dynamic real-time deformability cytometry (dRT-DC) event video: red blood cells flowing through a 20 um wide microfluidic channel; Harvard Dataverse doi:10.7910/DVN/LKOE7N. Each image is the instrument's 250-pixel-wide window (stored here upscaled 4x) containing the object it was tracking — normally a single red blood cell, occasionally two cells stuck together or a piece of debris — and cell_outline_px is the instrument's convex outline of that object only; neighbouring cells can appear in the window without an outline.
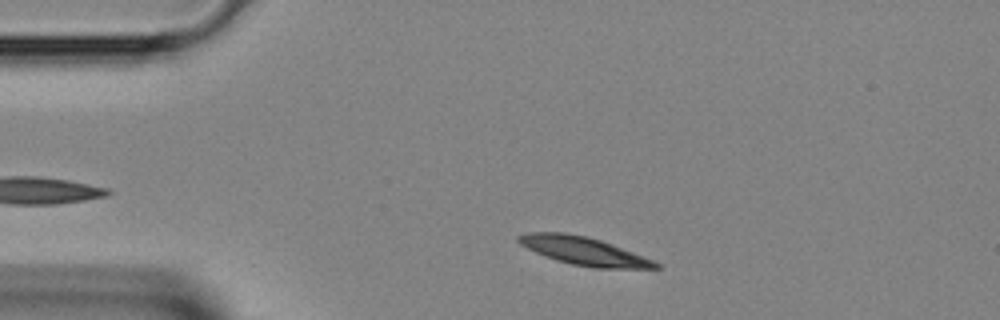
{"species": "Egyptian fruit bat (a non-hibernating species)", "species_latin": "Rousettus aegyptiacus", "temperature_condition": "room temperature", "stored_images_in_passage": 31, "camera_frame_rate_fps": 3000, "um_per_image_px": 0.085, "animal": {"sex": "female"}, "frame": {"image": 1, "passage_image": 3, "time_ms": 0.667, "image_size_px": [1000, 320], "cell_outline_px": [[660, 268], [592, 268], [572, 264], [556, 260], [536, 252], [520, 244], [516, 240], [516, 236], [528, 232], [564, 232], [588, 236], [612, 244], [652, 260], [660, 264]], "centroid_in_image_um": [49.58, 21.32], "position_along_channel_um": 35.4, "area_um2": 22.25}}
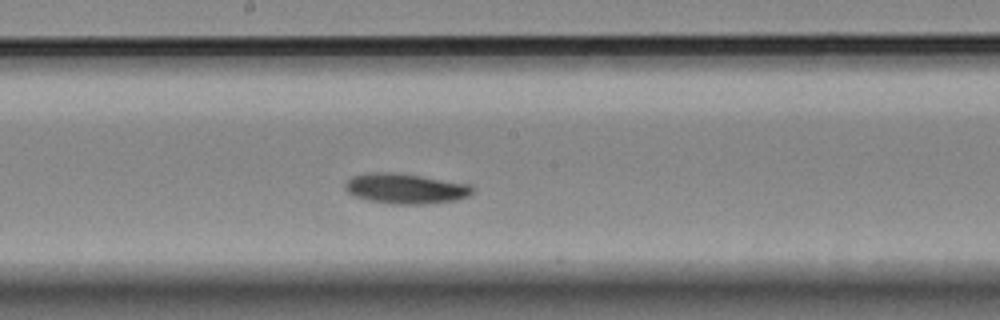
{"frame": {"image": 2, "passage_image": 16, "time_ms": 5.0, "image_size_px": [1000, 320], "cell_outline_px": [[476, 188], [468, 196], [456, 200], [424, 204], [388, 204], [368, 200], [352, 196], [344, 188], [344, 184], [352, 176], [364, 172], [396, 172], [472, 184]], "centroid_in_image_um": [34.45, 16.02], "position_along_channel_um": 213.7, "area_um2": 22.83}}
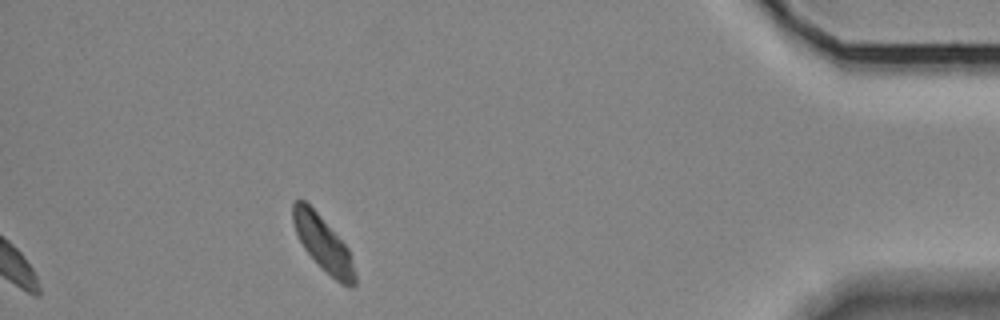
{"frame": {"image": 3, "passage_image": 31, "time_ms": 10.0, "image_size_px": [1000, 320], "cell_outline_px": [[356, 284], [352, 288], [348, 288], [340, 284], [304, 248], [296, 232], [292, 220], [292, 204], [296, 200], [304, 200], [316, 212], [348, 248], [356, 276]], "centroid_in_image_um": [27.48, 20.72], "position_along_channel_um": 407.7, "area_um2": 19.13}}